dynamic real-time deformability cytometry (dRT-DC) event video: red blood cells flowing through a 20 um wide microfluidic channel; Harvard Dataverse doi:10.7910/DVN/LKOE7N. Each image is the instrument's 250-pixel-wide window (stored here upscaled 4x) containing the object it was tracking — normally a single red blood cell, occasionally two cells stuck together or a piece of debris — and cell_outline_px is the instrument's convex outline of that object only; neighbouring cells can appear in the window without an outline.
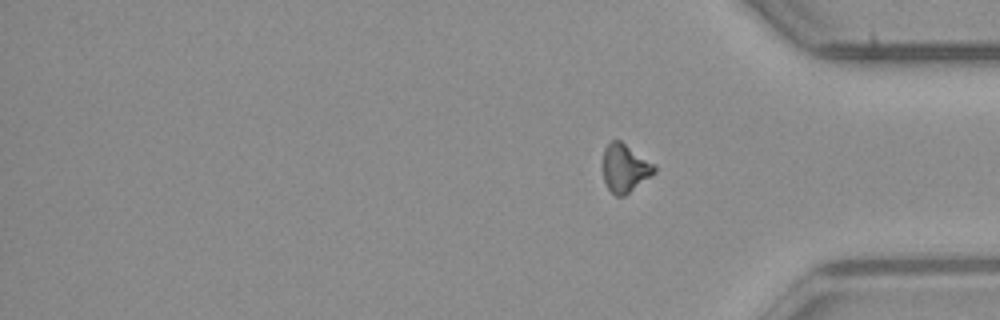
{"species": "common noctule bat (a hibernating species)", "species_latin": "Nyctalus noctula", "temperature_condition": "room temperature", "stored_images_in_passage": 53, "segment_of_instrument_passage": [2, 2], "camera_frame_rate_fps": 3000, "um_per_image_px": 0.085, "animal": {"sex": "male", "body_mass_g": 23.1, "forearm_length_mm": 52.7}, "frame": {"image": 1, "passage_image": 53, "time_ms": 17.333, "image_size_px": [1000, 320], "cell_outline_px": [[656, 172], [652, 176], [624, 196], [616, 196], [608, 188], [604, 180], [604, 148], [612, 140], [620, 140], [656, 164]], "centroid_in_image_um": [53.16, 14.29], "position_along_channel_um": 382.0, "area_um2": 14.45}}